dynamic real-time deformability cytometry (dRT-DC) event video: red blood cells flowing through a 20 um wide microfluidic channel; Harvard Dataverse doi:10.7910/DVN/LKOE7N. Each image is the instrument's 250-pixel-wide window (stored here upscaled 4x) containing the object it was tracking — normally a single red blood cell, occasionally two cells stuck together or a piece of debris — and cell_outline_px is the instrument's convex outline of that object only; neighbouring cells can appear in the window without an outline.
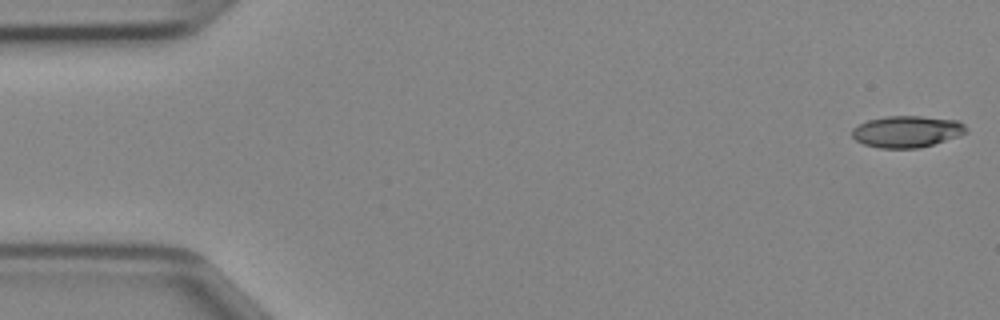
{"species": "Egyptian fruit bat (a non-hibernating species)", "species_latin": "Rousettus aegyptiacus", "temperature_condition": "cold", "stored_images_in_passage": 46, "camera_frame_rate_fps": 3000, "um_per_image_px": 0.085, "animal": {"sex": "female"}, "frame": {"image": 1, "passage_image": 1, "time_ms": 0.0, "image_size_px": [1000, 320], "cell_outline_px": [[968, 132], [960, 136], [920, 148], [880, 148], [864, 144], [856, 140], [852, 136], [852, 128], [868, 120], [884, 116], [920, 116], [960, 120], [968, 128]], "centroid_in_image_um": [77.13, 11.18], "position_along_channel_um": 7.9, "area_um2": 21.21}}
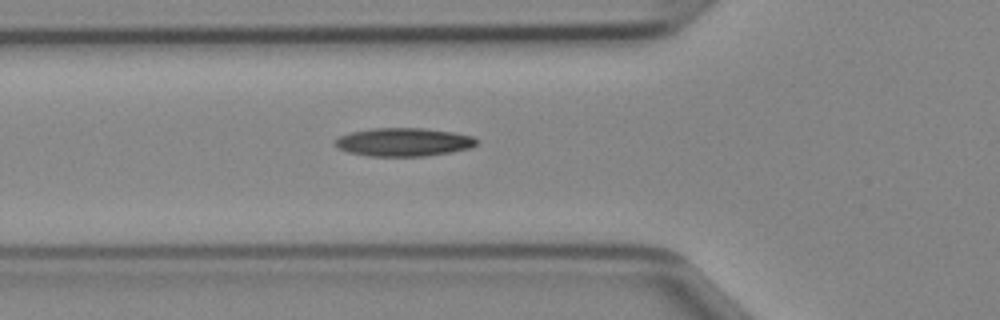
{"frame": {"image": 2, "passage_image": 16, "time_ms": 5.0, "image_size_px": [1000, 320], "cell_outline_px": [[476, 144], [472, 148], [452, 152], [424, 156], [368, 156], [348, 152], [336, 148], [332, 144], [340, 136], [352, 132], [368, 128], [424, 128], [452, 132], [472, 136], [476, 140]], "centroid_in_image_um": [34.27, 12.08], "position_along_channel_um": 91.5, "area_um2": 23.47}}
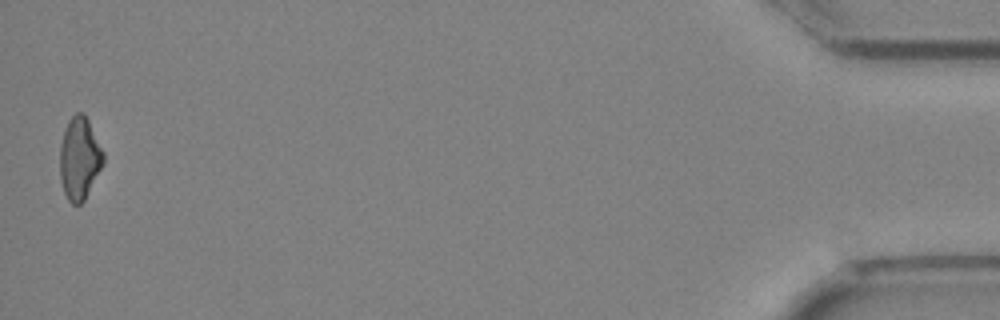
{"frame": {"image": 3, "passage_image": 46, "time_ms": 15.0, "image_size_px": [1000, 320], "cell_outline_px": [[104, 164], [84, 200], [80, 204], [72, 204], [68, 200], [64, 192], [60, 180], [60, 144], [68, 120], [76, 112], [84, 112], [104, 152]], "centroid_in_image_um": [6.76, 13.46], "position_along_channel_um": 428.4, "area_um2": 20.92}}